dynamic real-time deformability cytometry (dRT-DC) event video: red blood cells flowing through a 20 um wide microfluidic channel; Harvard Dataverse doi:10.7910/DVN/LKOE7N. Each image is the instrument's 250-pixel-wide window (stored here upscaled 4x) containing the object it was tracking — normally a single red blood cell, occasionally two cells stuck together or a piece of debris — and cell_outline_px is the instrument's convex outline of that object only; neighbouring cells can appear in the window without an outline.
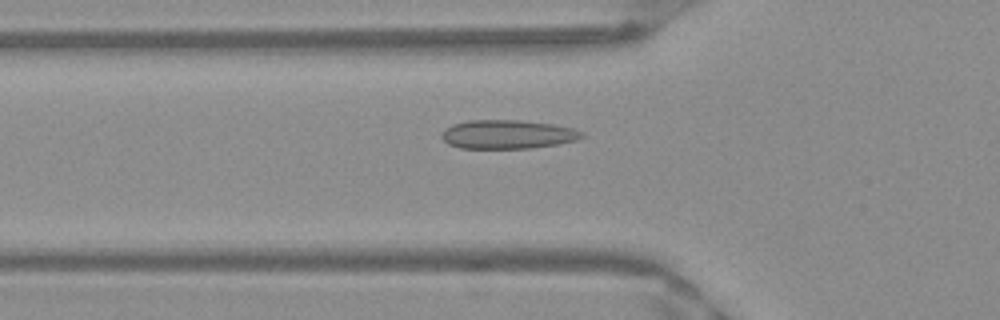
{"species": "Egyptian fruit bat (a non-hibernating species)", "species_latin": "Rousettus aegyptiacus", "temperature_condition": "warm", "stored_images_in_passage": 50, "camera_frame_rate_fps": 3000, "um_per_image_px": 0.085, "frame": {"image": 1, "passage_image": 17, "time_ms": 5.333, "image_size_px": [1000, 320], "cell_outline_px": [[584, 136], [576, 140], [556, 144], [532, 148], [460, 148], [448, 144], [440, 136], [444, 128], [452, 124], [468, 120], [520, 120], [552, 124], [572, 128], [584, 132]], "centroid_in_image_um": [43.11, 11.41], "position_along_channel_um": 82.7, "area_um2": 23.58}}
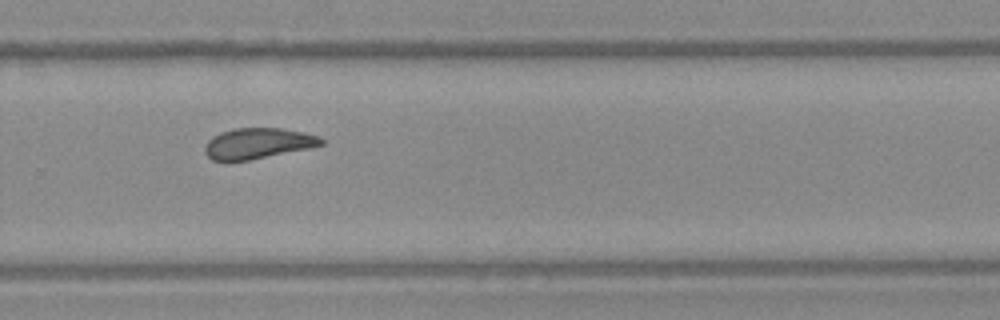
{"frame": {"image": 2, "passage_image": 34, "time_ms": 11.0, "image_size_px": [1000, 320], "cell_outline_px": [[324, 144], [308, 148], [252, 160], [228, 164], [212, 160], [204, 152], [204, 148], [208, 140], [212, 136], [220, 132], [236, 128], [280, 128], [304, 132], [320, 136], [324, 140]], "centroid_in_image_um": [21.86, 12.22], "position_along_channel_um": 307.9, "area_um2": 21.39}}
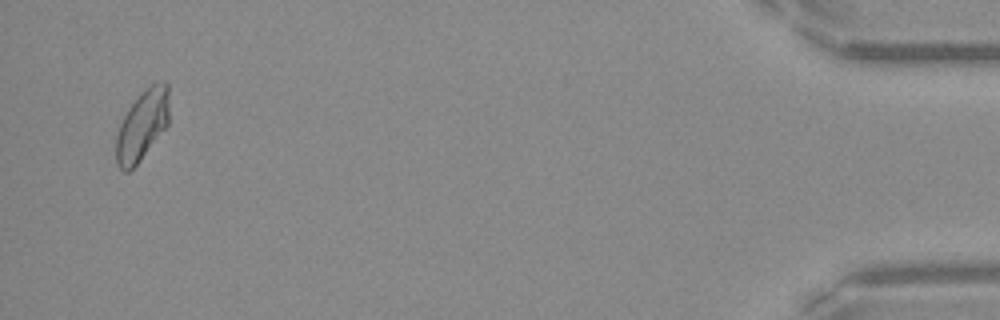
{"frame": {"image": 3, "passage_image": 49, "time_ms": 16.0, "image_size_px": [1000, 320], "cell_outline_px": [[168, 124], [140, 160], [128, 172], [124, 172], [116, 164], [116, 136], [120, 124], [128, 108], [140, 92], [152, 84], [164, 80], [168, 84]], "centroid_in_image_um": [12.07, 10.63], "position_along_channel_um": 423.1, "area_um2": 21.56}, "authors_computed_cell_mechanics": {"area_um2": 21.675, "velocity_mm_per_s": 3.9615, "shape_relaxation_time_tau1_ms": null, "shape_relaxation_time_tau2_ms": 1.5908, "deformation_change_tau1": null, "deformation_change_tau2": 0.058}}